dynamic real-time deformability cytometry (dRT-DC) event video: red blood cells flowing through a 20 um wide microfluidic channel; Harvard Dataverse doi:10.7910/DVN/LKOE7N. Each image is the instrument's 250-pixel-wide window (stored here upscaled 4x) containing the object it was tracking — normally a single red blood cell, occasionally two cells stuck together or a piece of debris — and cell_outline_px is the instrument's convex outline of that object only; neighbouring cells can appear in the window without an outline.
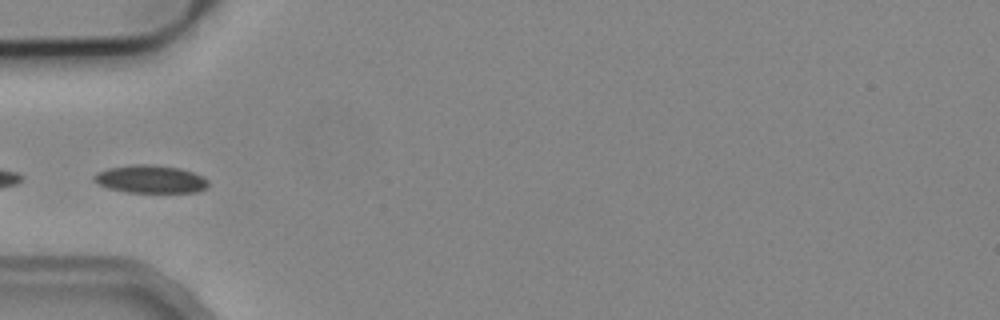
{"species": "common noctule bat (a hibernating species)", "species_latin": "Nyctalus noctula", "temperature_condition": "cold", "stored_images_in_passage": 6, "camera_frame_rate_fps": 3000, "um_per_image_px": 0.085, "animal": {"sex": "male", "body_mass_g": 19.2, "forearm_length_mm": 51.8}, "frame": {"image": 1, "passage_image": 6, "time_ms": 5.667, "image_size_px": [1000, 320], "cell_outline_px": [[208, 188], [196, 192], [128, 192], [108, 188], [92, 180], [92, 176], [96, 172], [108, 168], [132, 164], [148, 164], [180, 168], [204, 176], [208, 180]], "centroid_in_image_um": [12.79, 15.22], "position_along_channel_um": 72.2, "area_um2": 18.67}}